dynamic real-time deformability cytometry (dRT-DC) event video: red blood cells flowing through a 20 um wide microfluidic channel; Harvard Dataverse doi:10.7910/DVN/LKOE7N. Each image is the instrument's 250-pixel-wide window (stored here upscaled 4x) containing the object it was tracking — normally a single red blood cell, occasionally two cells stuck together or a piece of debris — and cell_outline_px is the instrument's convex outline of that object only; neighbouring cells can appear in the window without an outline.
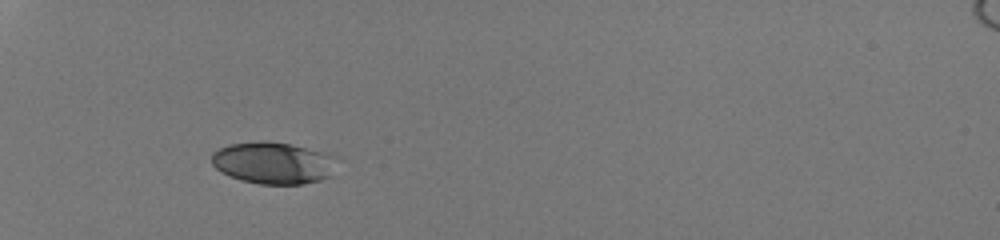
{"species": "human", "species_latin": "Homo sapiens", "temperature_condition": "room temperature", "stored_images_in_passage": 40, "camera_frame_rate_fps": 3000, "um_per_image_px": 0.085, "donor": {"sex": "male"}, "frame": {"image": 1, "passage_image": 7, "time_ms": 2.0, "image_size_px": [1000, 240], "cell_outline_px": [[312, 180], [296, 184], [268, 184], [248, 180], [224, 172], [216, 164], [220, 152], [224, 148], [236, 144], [284, 144], [296, 148]], "centroid_in_image_um": [22.46, 13.9], "position_along_channel_um": 62.5, "area_um2": 21.68}}
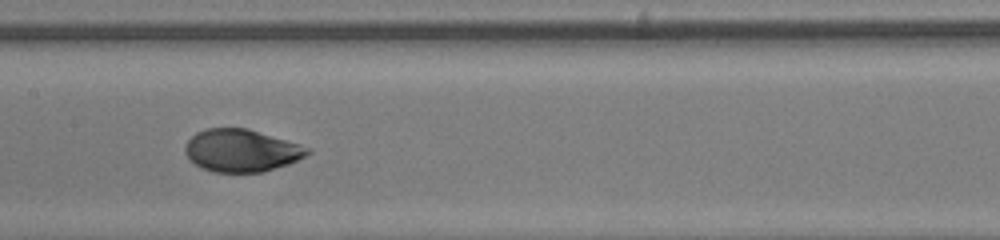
{"frame": {"image": 2, "passage_image": 18, "time_ms": 5.667, "image_size_px": [1000, 240], "cell_outline_px": [[304, 152], [300, 156], [292, 160], [268, 168], [252, 172], [224, 172], [208, 168], [200, 164], [188, 152], [188, 144], [196, 136], [204, 132], [216, 128], [240, 128], [276, 140]], "centroid_in_image_um": [20.35, 12.81], "position_along_channel_um": 187.1, "area_um2": 25.72}}
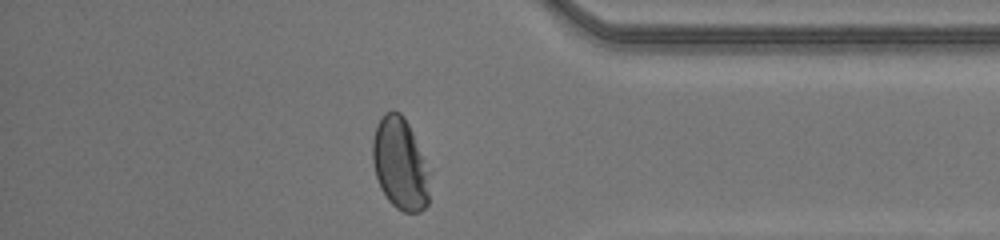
{"frame": {"image": 3, "passage_image": 34, "time_ms": 11.0, "image_size_px": [1000, 240], "cell_outline_px": [[428, 200], [420, 208], [412, 212], [408, 212], [400, 208], [384, 192], [380, 184], [376, 172], [376, 132], [384, 116], [388, 112], [396, 112], [404, 120], [408, 128], [416, 156]], "centroid_in_image_um": [33.9, 13.96], "position_along_channel_um": 401.3, "area_um2": 25.03}, "authors_computed_cell_mechanics": {"area_um2": 25.0274, "velocity_mm_per_s": 4.173, "shape_relaxation_time_tau1_ms": 6.0976, "shape_relaxation_time_tau2_ms": null, "deformation_change_tau1": 0.234, "deformation_change_tau2": null}}